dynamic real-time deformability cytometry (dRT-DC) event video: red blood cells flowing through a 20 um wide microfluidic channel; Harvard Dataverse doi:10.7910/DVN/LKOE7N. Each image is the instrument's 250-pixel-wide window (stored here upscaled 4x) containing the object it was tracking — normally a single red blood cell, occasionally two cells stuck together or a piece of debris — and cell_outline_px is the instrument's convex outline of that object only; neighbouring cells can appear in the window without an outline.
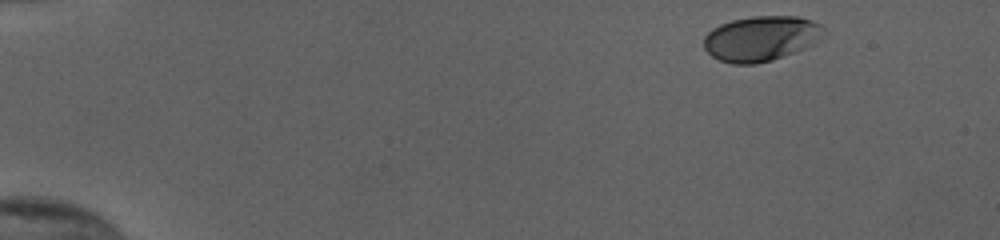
{"species": "human", "species_latin": "Homo sapiens", "temperature_condition": "cold", "stored_images_in_passage": 41, "camera_frame_rate_fps": 3000, "um_per_image_px": 0.085, "donor": {"sex": "female"}, "frame": {"image": 1, "passage_image": 1, "time_ms": 0.0, "image_size_px": [1000, 240], "cell_outline_px": [[828, 32], [812, 44], [804, 48], [784, 56], [772, 60], [756, 64], [732, 64], [720, 60], [712, 56], [704, 48], [704, 36], [712, 28], [720, 24], [732, 20], [752, 16], [796, 16], [812, 20], [820, 24]], "centroid_in_image_um": [64.69, 3.26], "position_along_channel_um": 20.3, "area_um2": 31.67}}
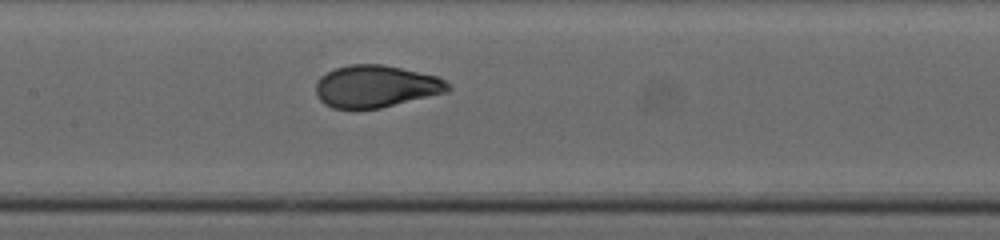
{"frame": {"image": 2, "passage_image": 23, "time_ms": 7.333, "image_size_px": [1000, 240], "cell_outline_px": [[452, 88], [448, 92], [380, 108], [332, 108], [324, 104], [316, 96], [316, 80], [320, 76], [336, 68], [348, 64], [384, 64], [436, 76], [444, 80]], "centroid_in_image_um": [31.93, 7.34], "position_along_channel_um": 175.5, "area_um2": 32.48}}
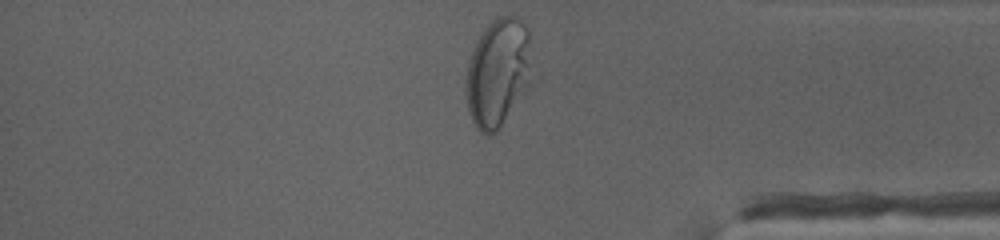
{"frame": {"image": 3, "passage_image": 41, "time_ms": 13.333, "image_size_px": [1000, 240], "cell_outline_px": [[528, 84], [496, 132], [488, 136], [480, 132], [476, 128], [472, 120], [468, 108], [464, 92], [464, 88], [468, 64], [472, 52], [480, 32], [496, 16], [516, 16], [528, 28]], "centroid_in_image_um": [42.24, 6.16], "position_along_channel_um": 393.0, "area_um2": 40.69}, "authors_computed_cell_mechanics": {"area_um2": 32.7726, "velocity_mm_per_s": 3.8414, "shape_relaxation_time_tau1_ms": 5.2406, "shape_relaxation_time_tau2_ms": null, "deformation_change_tau1": 0.1939, "deformation_change_tau2": null}}